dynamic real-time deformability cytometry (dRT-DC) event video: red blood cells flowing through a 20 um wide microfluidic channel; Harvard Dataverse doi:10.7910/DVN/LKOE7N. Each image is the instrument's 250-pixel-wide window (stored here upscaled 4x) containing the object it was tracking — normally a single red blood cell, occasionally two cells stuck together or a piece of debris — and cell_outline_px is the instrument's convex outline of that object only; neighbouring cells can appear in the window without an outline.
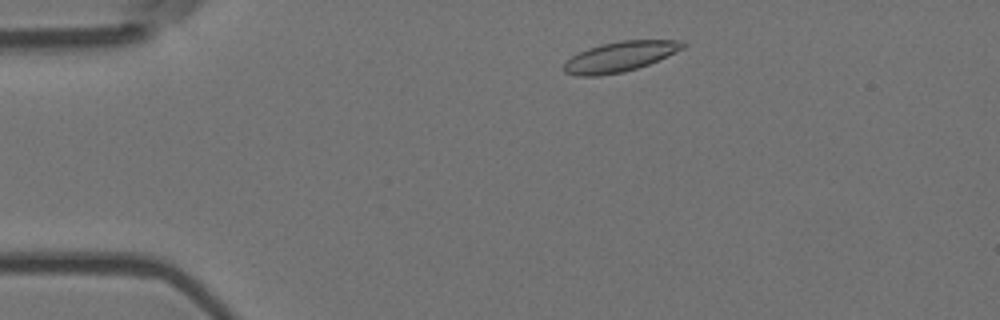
{"species": "Egyptian fruit bat (a non-hibernating species)", "species_latin": "Rousettus aegyptiacus", "temperature_condition": "room temperature", "stored_images_in_passage": 7, "camera_frame_rate_fps": 3000, "um_per_image_px": 0.085, "animal": {"sex": "female"}, "frame": {"image": 1, "passage_image": 2, "time_ms": 0.333, "image_size_px": [1000, 320], "cell_outline_px": [[688, 44], [684, 48], [668, 56], [648, 64], [624, 72], [596, 76], [580, 76], [564, 72], [564, 64], [572, 56], [588, 48], [620, 40], [676, 40]], "centroid_in_image_um": [52.72, 4.81], "position_along_channel_um": 32.3, "area_um2": 20.63}}
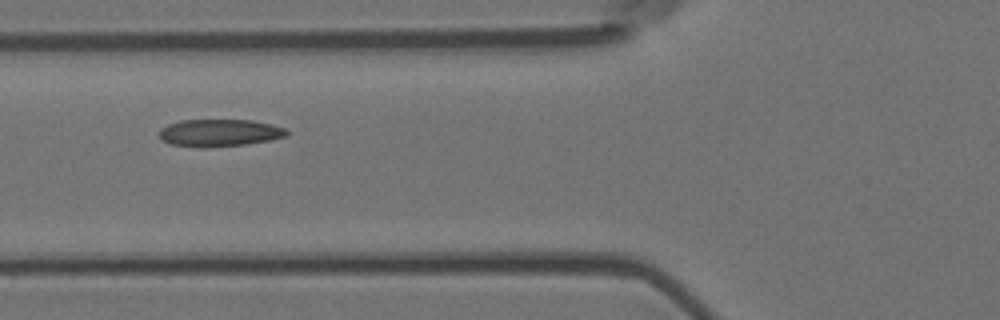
{"frame": {"image": 2, "passage_image": 5, "time_ms": 1.333, "image_size_px": [1000, 320], "cell_outline_px": [[288, 136], [268, 140], [244, 144], [172, 144], [160, 140], [160, 128], [168, 124], [180, 120], [252, 120], [272, 124], [284, 128], [288, 132]], "centroid_in_image_um": [18.69, 11.23], "position_along_channel_um": 107.1, "area_um2": 19.19}}
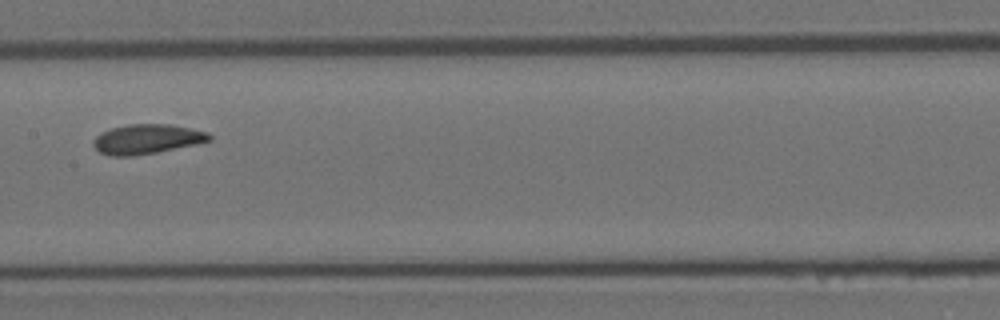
{"frame": {"image": 3, "passage_image": 7, "time_ms": 2.0, "image_size_px": [1000, 320], "cell_outline_px": [[212, 140], [196, 144], [156, 152], [132, 156], [108, 156], [100, 152], [92, 144], [92, 140], [96, 136], [112, 128], [128, 124], [168, 124], [208, 132], [212, 136]], "centroid_in_image_um": [12.48, 11.83], "position_along_channel_um": 194.9, "area_um2": 19.88}}